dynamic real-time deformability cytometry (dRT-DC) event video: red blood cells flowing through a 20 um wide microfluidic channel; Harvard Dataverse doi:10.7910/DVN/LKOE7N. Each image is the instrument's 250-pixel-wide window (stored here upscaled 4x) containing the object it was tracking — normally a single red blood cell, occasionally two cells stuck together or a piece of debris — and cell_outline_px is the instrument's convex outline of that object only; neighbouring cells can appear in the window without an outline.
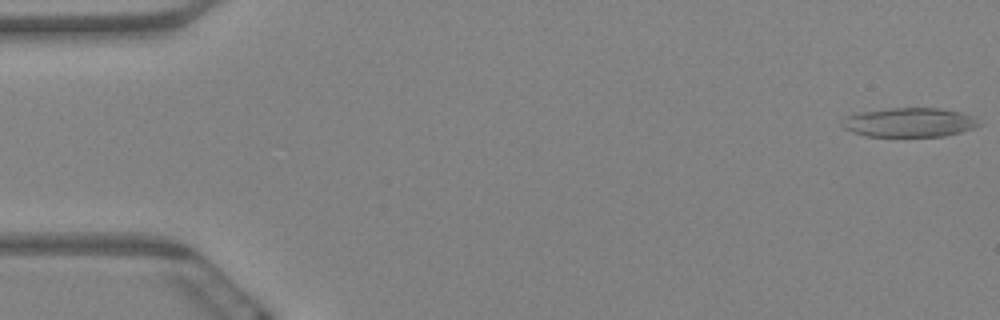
{"species": "Egyptian fruit bat (a non-hibernating species)", "species_latin": "Rousettus aegyptiacus", "temperature_condition": "warm", "stored_images_in_passage": 6, "camera_frame_rate_fps": 3000, "um_per_image_px": 0.085, "animal": {"sex": "female"}, "frame": {"image": 1, "passage_image": 1, "time_ms": 0.0, "image_size_px": [1000, 320], "cell_outline_px": [[984, 124], [976, 128], [944, 136], [868, 136], [852, 132], [844, 128], [840, 124], [844, 116], [860, 112], [888, 108], [936, 108], [960, 112], [972, 116]], "centroid_in_image_um": [77.3, 10.4], "position_along_channel_um": 7.7, "area_um2": 23.41}}
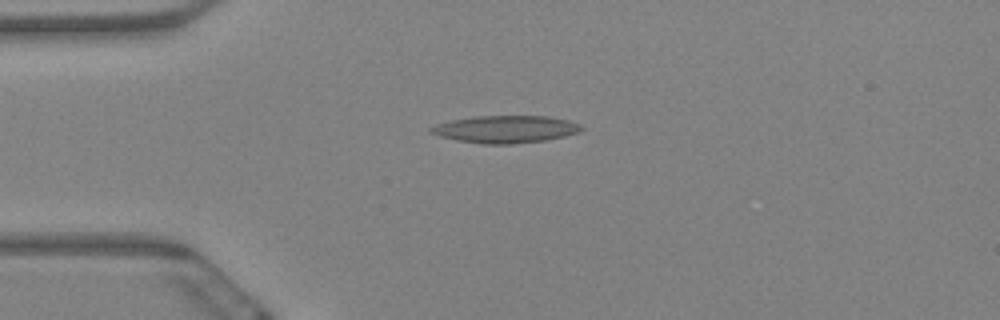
{"frame": {"image": 2, "passage_image": 5, "time_ms": 1.333, "image_size_px": [1000, 320], "cell_outline_px": [[584, 128], [580, 132], [564, 136], [544, 140], [512, 144], [480, 144], [456, 140], [440, 136], [428, 132], [428, 128], [436, 124], [452, 120], [472, 116], [548, 116], [568, 120], [580, 124]], "centroid_in_image_um": [42.95, 10.98], "position_along_channel_um": 42.1, "area_um2": 24.1}}